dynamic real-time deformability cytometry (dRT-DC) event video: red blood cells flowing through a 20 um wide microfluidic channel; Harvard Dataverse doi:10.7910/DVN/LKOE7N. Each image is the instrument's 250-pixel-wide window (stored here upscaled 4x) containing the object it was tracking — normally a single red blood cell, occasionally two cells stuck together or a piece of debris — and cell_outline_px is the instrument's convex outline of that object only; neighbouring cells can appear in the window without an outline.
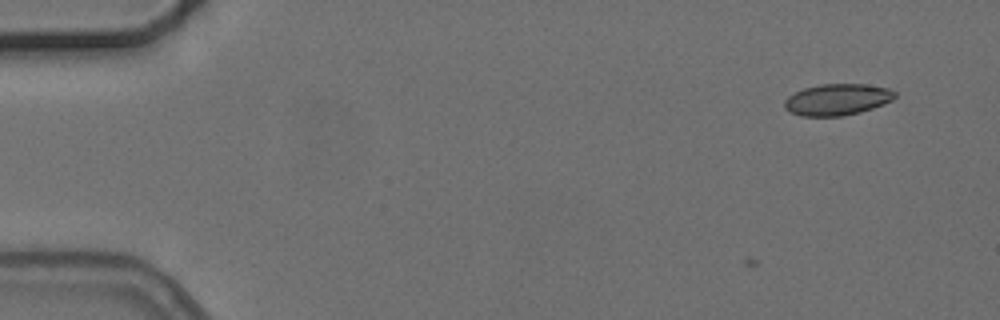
{"species": "common noctule bat (a hibernating species)", "species_latin": "Nyctalus noctula", "temperature_condition": "cold", "stored_images_in_passage": 7, "camera_frame_rate_fps": 3000, "um_per_image_px": 0.085, "animal": {"sex": "female", "body_mass_g": 24.6, "forearm_length_mm": 56.2}, "frame": {"image": 1, "passage_image": 2, "time_ms": 1.333, "image_size_px": [1000, 320], "cell_outline_px": [[896, 96], [892, 100], [884, 104], [860, 112], [844, 116], [800, 116], [788, 112], [784, 108], [784, 100], [788, 96], [804, 88], [820, 84], [864, 84], [888, 88], [896, 92]], "centroid_in_image_um": [71.14, 8.47], "position_along_channel_um": 13.9, "area_um2": 20.35}}
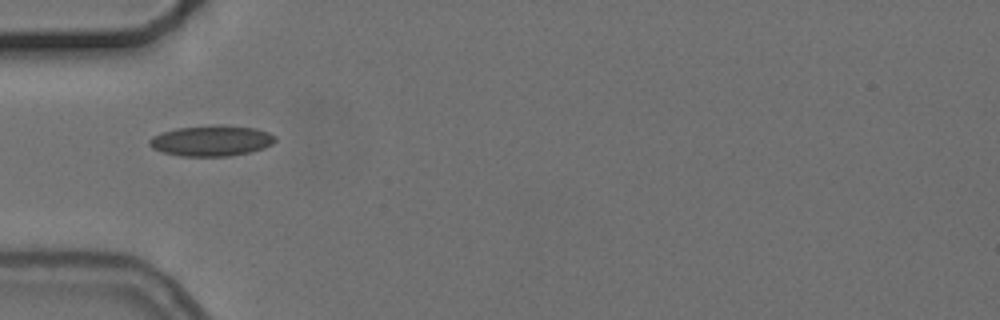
{"frame": {"image": 2, "passage_image": 6, "time_ms": 6.0, "image_size_px": [1000, 320], "cell_outline_px": [[276, 140], [272, 144], [264, 148], [252, 152], [228, 156], [180, 156], [164, 152], [152, 148], [148, 144], [148, 140], [152, 136], [160, 132], [176, 128], [220, 124], [256, 128], [268, 132], [276, 136]], "centroid_in_image_um": [17.97, 11.95], "position_along_channel_um": 67.0, "area_um2": 22.77}}
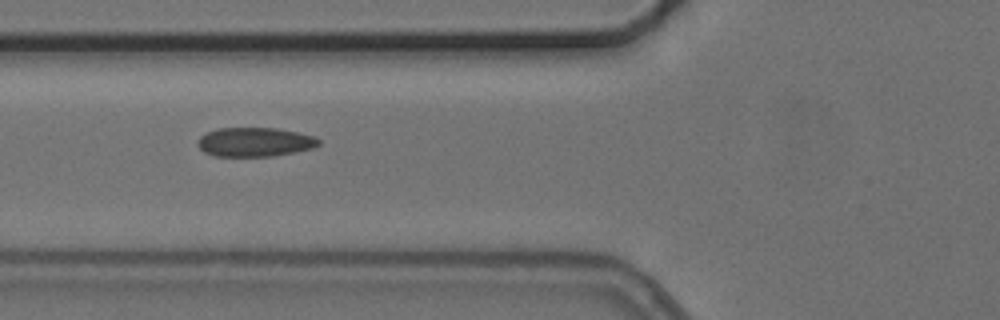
{"frame": {"image": 3, "passage_image": 7, "time_ms": 7.0, "image_size_px": [1000, 320], "cell_outline_px": [[320, 144], [312, 148], [272, 156], [216, 156], [204, 152], [196, 144], [200, 136], [216, 128], [276, 128], [296, 132], [312, 136], [320, 140]], "centroid_in_image_um": [21.62, 12.07], "position_along_channel_um": 104.2, "area_um2": 20.35}}